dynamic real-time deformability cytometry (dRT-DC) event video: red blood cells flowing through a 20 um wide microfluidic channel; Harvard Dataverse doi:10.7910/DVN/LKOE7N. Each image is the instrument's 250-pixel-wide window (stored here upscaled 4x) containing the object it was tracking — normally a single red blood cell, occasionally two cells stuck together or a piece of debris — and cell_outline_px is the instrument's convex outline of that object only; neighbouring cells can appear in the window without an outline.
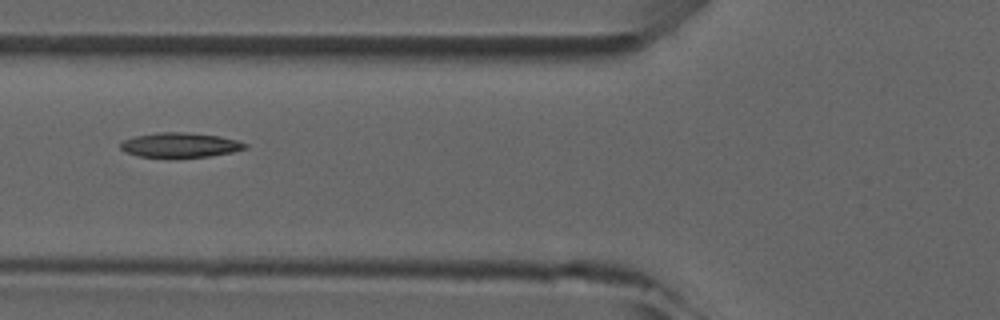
{"species": "common noctule bat (a hibernating species)", "species_latin": "Nyctalus noctula", "temperature_condition": "room temperature", "stored_images_in_passage": 4, "camera_frame_rate_fps": 3000, "um_per_image_px": 0.085, "animal": {"sex": "male", "forearm_length_mm": 52.5}, "frame": {"image": 1, "passage_image": 2, "time_ms": 1.333, "image_size_px": [1000, 320], "cell_outline_px": [[248, 148], [232, 152], [212, 156], [176, 160], [168, 160], [140, 156], [124, 152], [120, 148], [120, 144], [124, 140], [136, 136], [160, 132], [184, 132], [220, 136], [236, 140], [248, 144]], "centroid_in_image_um": [15.31, 12.38], "position_along_channel_um": 110.5, "area_um2": 18.73}}
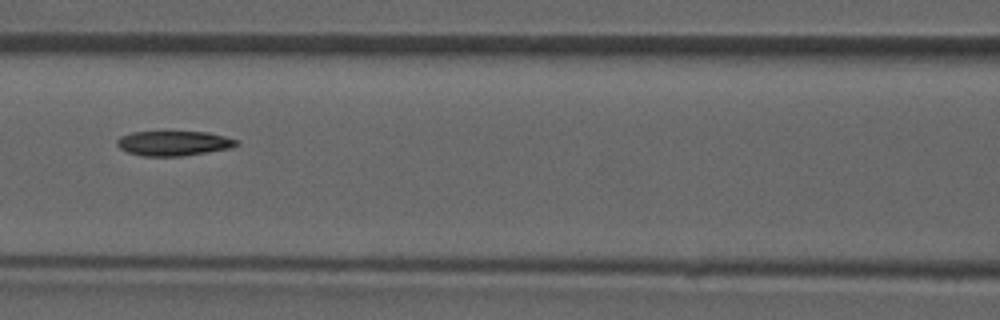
{"frame": {"image": 2, "passage_image": 3, "time_ms": 2.333, "image_size_px": [1000, 320], "cell_outline_px": [[240, 144], [228, 148], [208, 152], [180, 156], [140, 156], [128, 152], [120, 148], [116, 144], [116, 140], [120, 136], [132, 132], [208, 132], [240, 140]], "centroid_in_image_um": [14.75, 12.18], "position_along_channel_um": 151.8, "area_um2": 17.28}}